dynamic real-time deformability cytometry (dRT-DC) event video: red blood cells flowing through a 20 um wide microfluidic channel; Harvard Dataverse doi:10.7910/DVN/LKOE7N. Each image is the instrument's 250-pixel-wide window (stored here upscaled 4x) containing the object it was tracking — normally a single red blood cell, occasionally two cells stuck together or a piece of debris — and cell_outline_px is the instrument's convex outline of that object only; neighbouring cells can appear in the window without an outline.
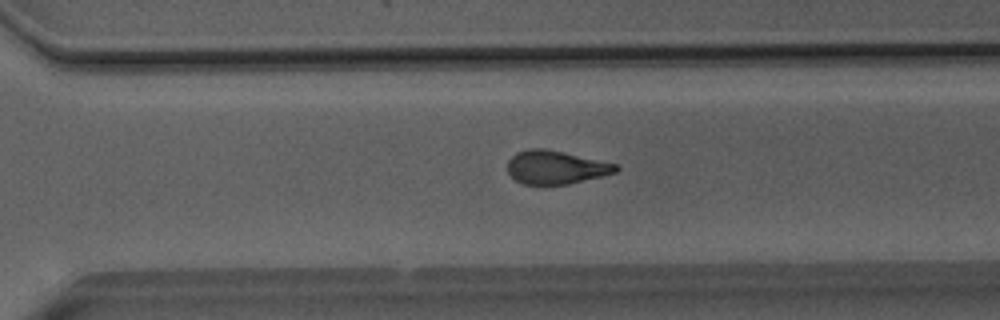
{"species": "Egyptian fruit bat (a non-hibernating species)", "species_latin": "Rousettus aegyptiacus", "temperature_condition": "room temperature", "stored_images_in_passage": 51, "camera_frame_rate_fps": 3000, "um_per_image_px": 0.085, "animal": {"sex": "male"}, "frame": {"image": 1, "passage_image": 36, "time_ms": 11.667, "image_size_px": [1000, 320], "cell_outline_px": [[620, 168], [616, 172], [568, 184], [524, 184], [516, 180], [508, 172], [508, 160], [516, 152], [528, 148], [544, 148], [620, 164]], "centroid_in_image_um": [47.25, 14.2], "position_along_channel_um": 323.3, "area_um2": 21.04}}
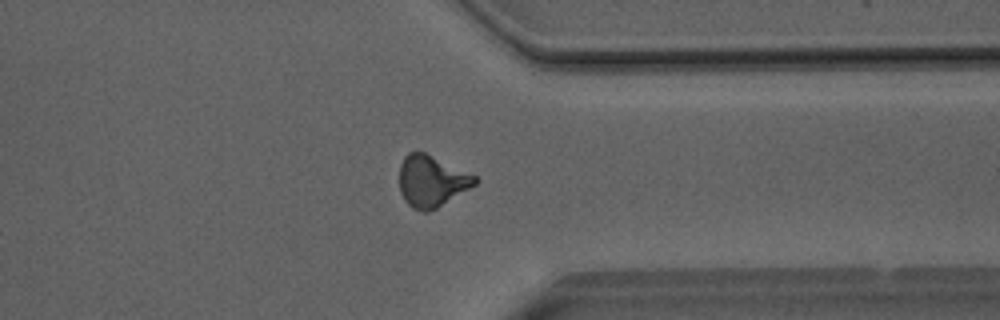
{"frame": {"image": 2, "passage_image": 40, "time_ms": 13.0, "image_size_px": [1000, 320], "cell_outline_px": [[480, 180], [476, 184], [436, 208], [428, 212], [424, 212], [412, 208], [404, 200], [400, 192], [400, 164], [404, 156], [408, 152], [424, 152], [476, 176]], "centroid_in_image_um": [36.66, 15.4], "position_along_channel_um": 374.7, "area_um2": 22.43}}
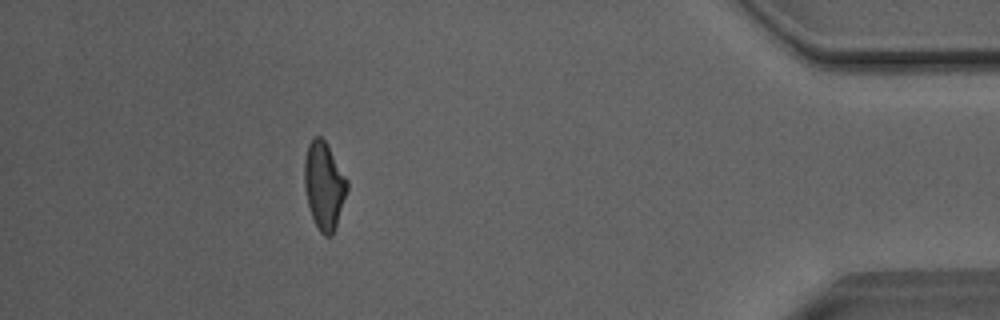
{"frame": {"image": 3, "passage_image": 46, "time_ms": 15.0, "image_size_px": [1000, 320], "cell_outline_px": [[348, 188], [332, 236], [324, 236], [320, 232], [312, 216], [308, 204], [304, 188], [304, 160], [308, 144], [312, 136], [320, 136], [324, 140], [348, 180]], "centroid_in_image_um": [27.52, 15.75], "position_along_channel_um": 407.7, "area_um2": 21.56}, "authors_computed_cell_mechanics": {"area_um2": 22.1374, "velocity_mm_per_s": 4.0592, "shape_relaxation_time_tau1_ms": null, "shape_relaxation_time_tau2_ms": 2.8538, "deformation_change_tau1": null, "deformation_change_tau2": 0.1169}}